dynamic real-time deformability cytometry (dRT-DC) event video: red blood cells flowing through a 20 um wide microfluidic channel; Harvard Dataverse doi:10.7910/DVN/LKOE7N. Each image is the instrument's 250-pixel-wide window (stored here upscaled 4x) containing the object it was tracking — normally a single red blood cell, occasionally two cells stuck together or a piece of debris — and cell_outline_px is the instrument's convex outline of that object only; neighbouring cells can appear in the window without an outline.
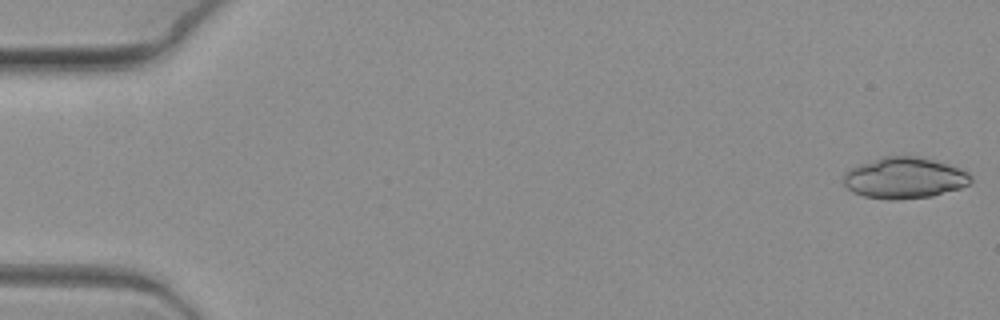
{"species": "common noctule bat (a hibernating species)", "species_latin": "Nyctalus noctula", "temperature_condition": "warm", "stored_images_in_passage": 6, "camera_frame_rate_fps": 3000, "um_per_image_px": 0.085, "animal": {"sex": "female", "body_mass_g": 19.3, "forearm_length_mm": 54.1}, "frame": {"image": 1, "passage_image": 1, "time_ms": 0.0, "image_size_px": [1000, 320], "cell_outline_px": [[972, 180], [968, 184], [960, 188], [932, 196], [896, 200], [888, 200], [864, 196], [852, 192], [844, 184], [844, 172], [848, 168], [884, 156], [916, 156], [932, 160], [968, 172], [972, 176]], "centroid_in_image_um": [76.83, 15.14], "position_along_channel_um": 8.2, "area_um2": 30.35}}